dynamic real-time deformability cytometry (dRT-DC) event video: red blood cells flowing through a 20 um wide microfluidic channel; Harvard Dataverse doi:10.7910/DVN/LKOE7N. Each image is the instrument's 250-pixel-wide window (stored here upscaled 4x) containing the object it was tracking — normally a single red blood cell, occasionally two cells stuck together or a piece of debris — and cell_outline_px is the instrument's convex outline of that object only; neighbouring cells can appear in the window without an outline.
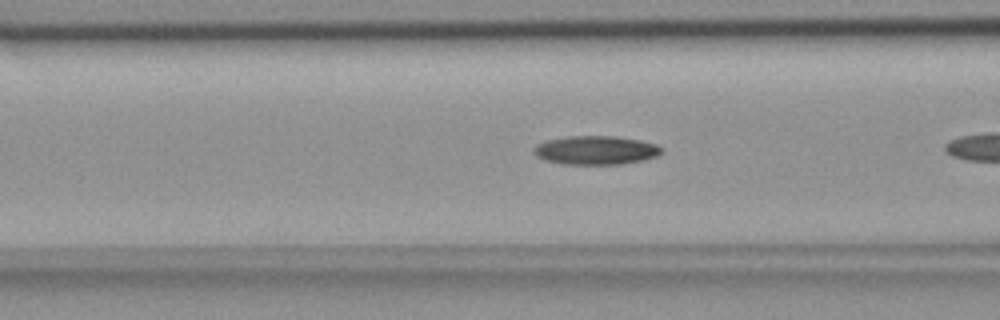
{"species": "common noctule bat (a hibernating species)", "species_latin": "Nyctalus noctula", "temperature_condition": "room temperature", "stored_images_in_passage": 7, "camera_frame_rate_fps": 3000, "um_per_image_px": 0.085, "animal": {"sex": "female", "body_mass_g": 18.4}, "frame": {"image": 1, "passage_image": 6, "time_ms": 1.667, "image_size_px": [1000, 320], "cell_outline_px": [[664, 148], [656, 156], [644, 160], [620, 164], [564, 164], [544, 160], [536, 156], [532, 152], [532, 148], [536, 144], [548, 140], [568, 136], [616, 136], [640, 140], [656, 144]], "centroid_in_image_um": [50.62, 12.76], "position_along_channel_um": 116.0, "area_um2": 21.5}}